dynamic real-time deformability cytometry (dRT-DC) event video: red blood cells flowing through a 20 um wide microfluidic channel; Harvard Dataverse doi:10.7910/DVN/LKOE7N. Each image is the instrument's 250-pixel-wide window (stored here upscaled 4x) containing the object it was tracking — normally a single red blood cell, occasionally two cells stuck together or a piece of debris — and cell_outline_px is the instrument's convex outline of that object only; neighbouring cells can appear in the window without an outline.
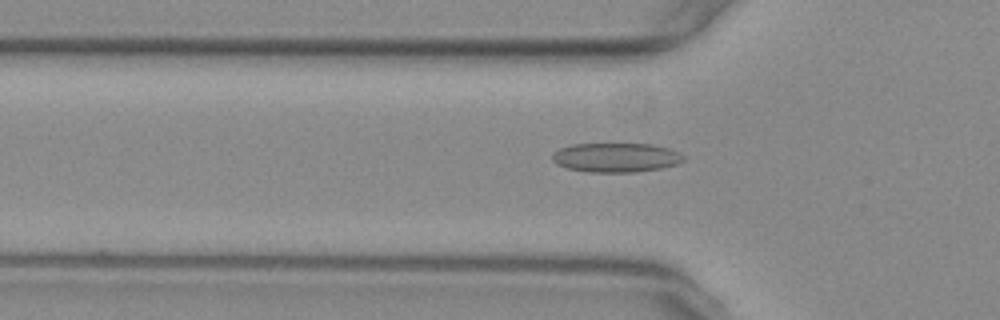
{"species": "common noctule bat (a hibernating species)", "species_latin": "Nyctalus noctula", "temperature_condition": "warm", "stored_images_in_passage": 43, "camera_frame_rate_fps": 3000, "um_per_image_px": 0.085, "animal": {"sex": "female", "body_mass_g": 29.2, "forearm_length_mm": 56.3}, "frame": {"image": 1, "passage_image": 6, "time_ms": 1.667, "image_size_px": [1000, 320], "cell_outline_px": [[684, 160], [676, 164], [660, 168], [636, 172], [588, 172], [568, 168], [556, 164], [552, 160], [552, 156], [560, 148], [572, 144], [652, 144], [668, 148], [680, 152], [684, 156]], "centroid_in_image_um": [52.37, 13.39], "position_along_channel_um": 73.4, "area_um2": 22.31}}
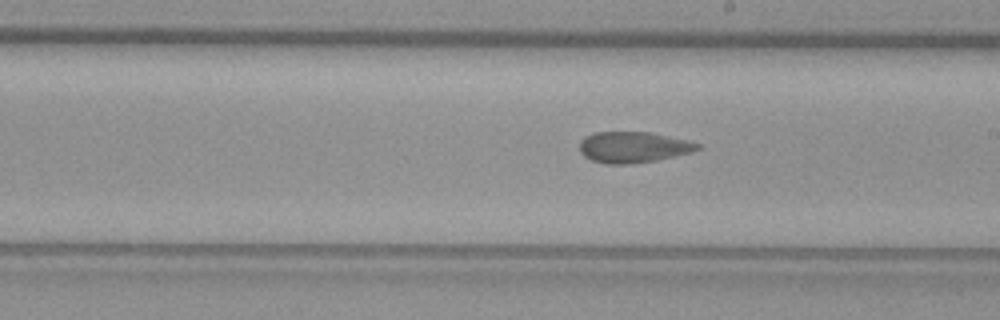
{"frame": {"image": 2, "passage_image": 19, "time_ms": 6.0, "image_size_px": [1000, 320], "cell_outline_px": [[700, 148], [692, 152], [676, 156], [656, 160], [632, 164], [604, 164], [592, 160], [584, 156], [580, 152], [580, 140], [584, 136], [592, 132], [652, 132], [688, 140], [700, 144]], "centroid_in_image_um": [53.81, 12.5], "position_along_channel_um": 235.2, "area_um2": 21.56}}
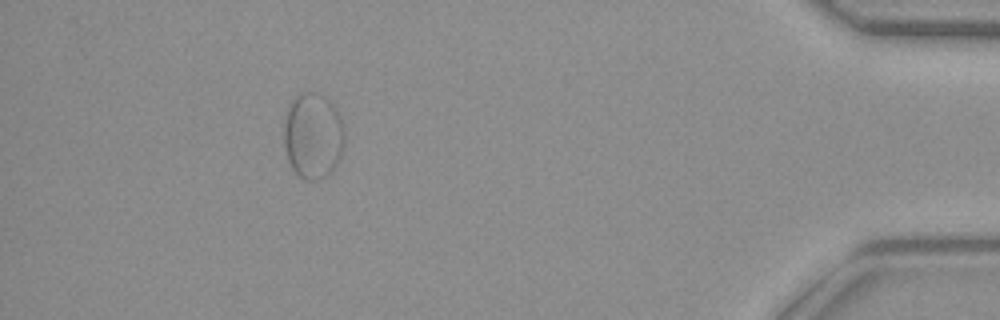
{"frame": {"image": 3, "passage_image": 38, "time_ms": 12.333, "image_size_px": [1000, 320], "cell_outline_px": [[344, 148], [336, 164], [324, 176], [316, 180], [308, 180], [300, 176], [292, 168], [288, 160], [284, 148], [284, 120], [288, 104], [300, 92], [316, 92], [328, 100], [336, 108], [344, 124]], "centroid_in_image_um": [26.59, 11.5], "position_along_channel_um": 408.6, "area_um2": 30.46}}